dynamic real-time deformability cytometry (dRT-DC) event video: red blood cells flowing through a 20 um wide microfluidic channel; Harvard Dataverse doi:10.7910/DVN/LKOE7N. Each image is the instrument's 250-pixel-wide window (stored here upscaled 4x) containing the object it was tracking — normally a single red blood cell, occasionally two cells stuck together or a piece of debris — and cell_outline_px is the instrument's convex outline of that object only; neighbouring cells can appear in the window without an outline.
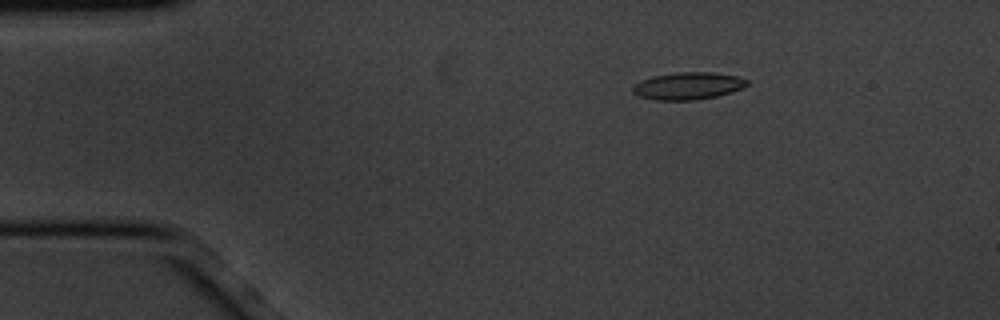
{"species": "common noctule bat (a hibernating species)", "species_latin": "Nyctalus noctula", "temperature_condition": "cold", "stored_images_in_passage": 5, "camera_frame_rate_fps": 3000, "um_per_image_px": 0.085, "animal": {"sex": "male", "body_mass_g": 20.1, "forearm_length_mm": 53.5}, "frame": {"image": 1, "passage_image": 2, "time_ms": 0.333, "image_size_px": [1000, 320], "cell_outline_px": [[748, 84], [740, 88], [716, 96], [692, 100], [656, 100], [640, 96], [632, 92], [632, 88], [636, 84], [652, 76], [676, 72], [712, 72], [736, 76], [748, 80]], "centroid_in_image_um": [58.46, 7.29], "position_along_channel_um": 26.5, "area_um2": 17.8}}